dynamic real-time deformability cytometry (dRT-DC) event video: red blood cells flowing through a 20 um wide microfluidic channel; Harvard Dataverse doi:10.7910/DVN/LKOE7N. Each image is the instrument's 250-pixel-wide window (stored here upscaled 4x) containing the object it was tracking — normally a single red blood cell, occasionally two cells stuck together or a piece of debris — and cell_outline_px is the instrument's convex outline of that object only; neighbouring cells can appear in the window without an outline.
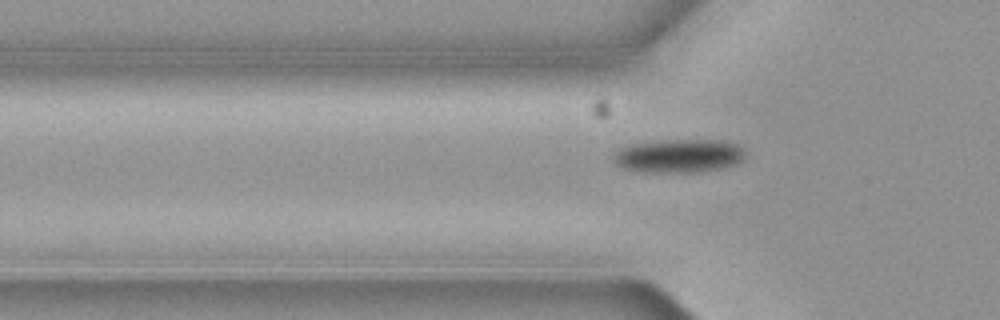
{"species": "common noctule bat (a hibernating species)", "species_latin": "Nyctalus noctula", "temperature_condition": "cold", "stored_images_in_passage": 7, "segment_of_instrument_passage": [2, 2], "camera_frame_rate_fps": 3000, "um_per_image_px": 0.085, "animal": {"sex": "female", "body_mass_g": 19.3, "forearm_length_mm": 54.1}, "frame": {"image": 1, "passage_image": 7, "time_ms": 2.0, "image_size_px": [1000, 320], "cell_outline_px": [[744, 160], [740, 164], [728, 168], [700, 172], [636, 172], [620, 168], [612, 160], [612, 152], [620, 148], [632, 144], [664, 140], [724, 140], [736, 144], [744, 148]], "centroid_in_image_um": [57.71, 13.27], "position_along_channel_um": 68.1, "area_um2": 26.53}}